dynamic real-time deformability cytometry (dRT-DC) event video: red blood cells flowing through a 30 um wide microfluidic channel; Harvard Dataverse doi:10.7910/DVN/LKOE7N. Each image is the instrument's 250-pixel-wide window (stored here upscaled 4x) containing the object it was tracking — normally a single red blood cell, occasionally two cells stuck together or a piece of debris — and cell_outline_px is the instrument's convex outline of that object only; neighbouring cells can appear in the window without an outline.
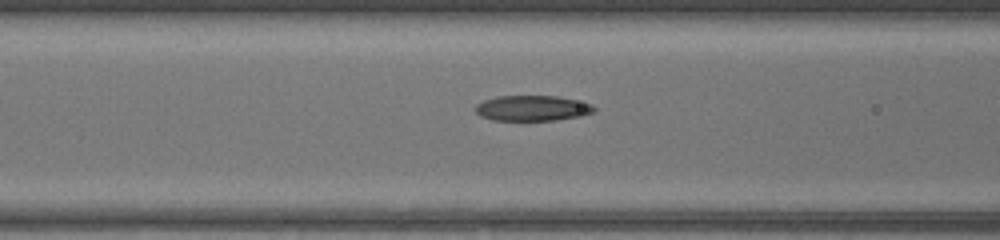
{"species": "common noctule bat (a hibernating species)", "species_latin": "Nyctalus noctula", "temperature_condition": "warm", "stored_images_in_passage": 9, "camera_frame_rate_fps": 3000, "um_per_image_px": 0.085, "animal": {"sex": "female", "body_mass_g": 17.0, "forearm_length_mm": 48.0}, "frame": {"image": 1, "passage_image": 7, "time_ms": 2.0, "image_size_px": [1000, 240], "cell_outline_px": [[596, 108], [592, 112], [580, 116], [556, 120], [492, 120], [480, 116], [476, 112], [476, 104], [484, 100], [496, 96], [556, 96], [576, 100], [592, 104]], "centroid_in_image_um": [45.23, 9.19], "position_along_channel_um": 121.4, "area_um2": 17.51}}